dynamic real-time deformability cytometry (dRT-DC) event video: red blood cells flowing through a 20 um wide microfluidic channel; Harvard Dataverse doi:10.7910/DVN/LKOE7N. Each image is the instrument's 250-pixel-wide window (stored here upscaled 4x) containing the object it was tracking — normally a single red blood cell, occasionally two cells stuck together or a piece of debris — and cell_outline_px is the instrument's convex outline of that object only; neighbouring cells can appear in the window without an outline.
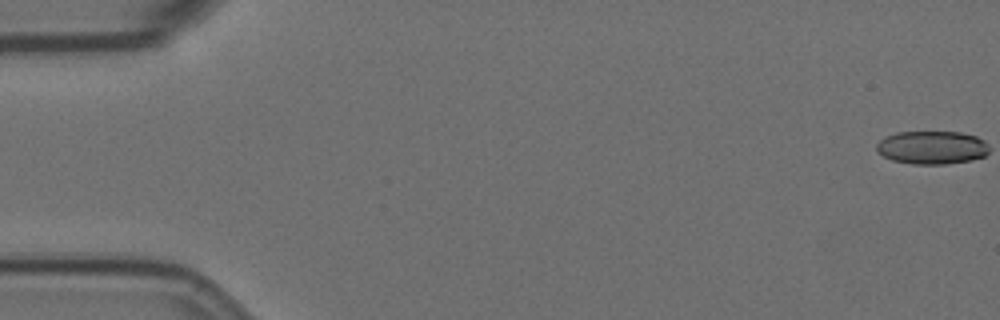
{"species": "Egyptian fruit bat (a non-hibernating species)", "species_latin": "Rousettus aegyptiacus", "temperature_condition": "room temperature", "stored_images_in_passage": 57, "camera_frame_rate_fps": 3000, "um_per_image_px": 0.085, "animal": {"sex": "female"}, "frame": {"image": 1, "passage_image": 1, "time_ms": 0.0, "image_size_px": [1000, 320], "cell_outline_px": [[984, 156], [964, 160], [896, 160], [880, 152], [892, 136], [904, 132], [952, 132], [972, 136], [980, 140], [984, 152]], "centroid_in_image_um": [79.31, 12.46], "position_along_channel_um": 5.7, "area_um2": 18.03}}
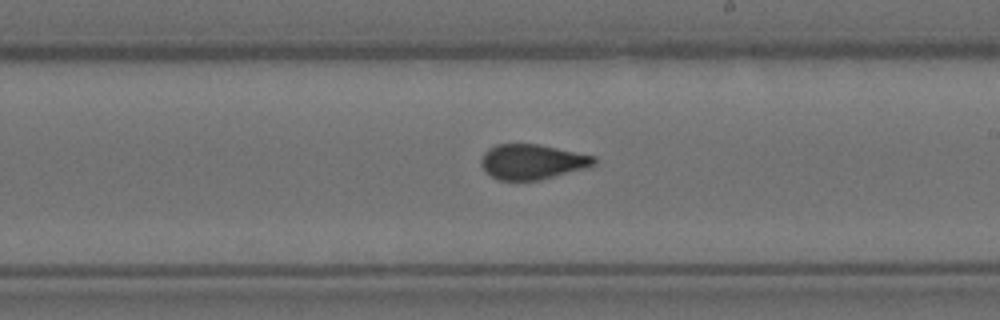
{"frame": {"image": 2, "passage_image": 33, "time_ms": 10.667, "image_size_px": [1000, 320], "cell_outline_px": [[592, 160], [588, 164], [540, 176], [520, 180], [512, 180], [496, 176], [484, 164], [484, 160], [488, 152], [496, 148], [508, 144], [524, 144], [548, 148], [588, 156]], "centroid_in_image_um": [45.1, 13.71], "position_along_channel_um": 243.9, "area_um2": 18.79}}
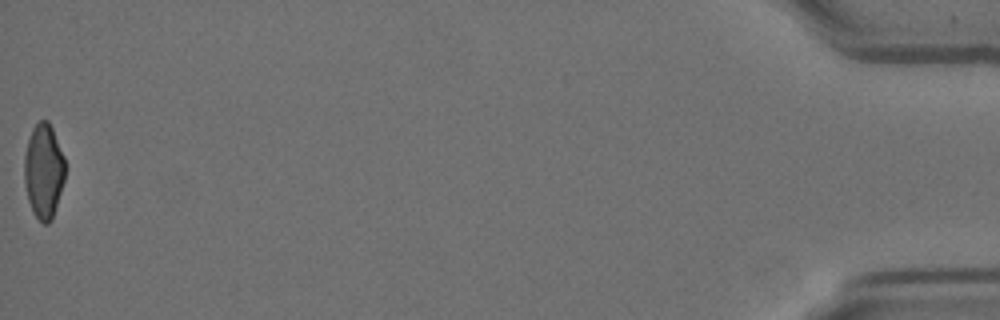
{"frame": {"image": 3, "passage_image": 57, "time_ms": 18.667, "image_size_px": [1000, 320], "cell_outline_px": [[64, 176], [52, 216], [48, 220], [40, 220], [36, 216], [32, 208], [28, 196], [28, 144], [32, 132], [44, 120], [48, 124], [52, 132], [64, 160]], "centroid_in_image_um": [3.76, 14.57], "position_along_channel_um": 431.4, "area_um2": 19.48}, "authors_computed_cell_mechanics": {"area_um2": 19.5364, "velocity_mm_per_s": 3.6132, "shape_relaxation_time_tau1_ms": null, "shape_relaxation_time_tau2_ms": 1.0091, "deformation_change_tau1": null, "deformation_change_tau2": 0.0738}}